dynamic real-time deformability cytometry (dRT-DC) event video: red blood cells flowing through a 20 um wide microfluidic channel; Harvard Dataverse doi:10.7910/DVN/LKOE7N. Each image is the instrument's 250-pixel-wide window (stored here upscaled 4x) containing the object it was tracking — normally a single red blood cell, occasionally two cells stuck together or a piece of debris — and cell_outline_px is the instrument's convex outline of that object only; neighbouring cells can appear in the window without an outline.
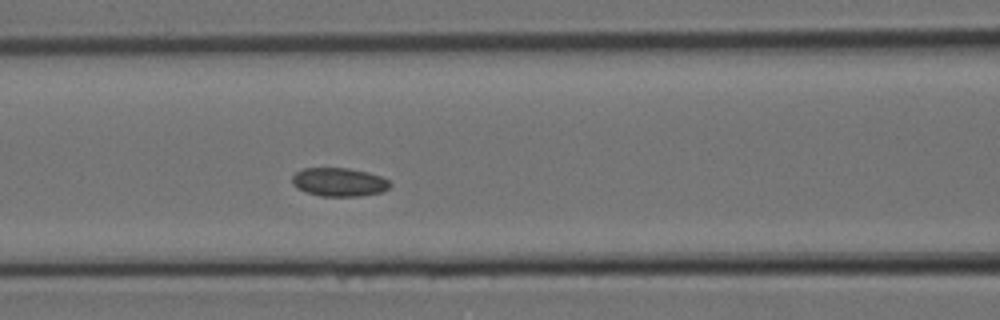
{"species": "Egyptian fruit bat (a non-hibernating species)", "species_latin": "Rousettus aegyptiacus", "temperature_condition": "room temperature", "stored_images_in_passage": 10, "segment_of_instrument_passage": [1, 2], "camera_frame_rate_fps": 3000, "um_per_image_px": 0.085, "animal": {"sex": "female"}, "frame": {"image": 1, "passage_image": 9, "time_ms": 2.667, "image_size_px": [1000, 320], "cell_outline_px": [[392, 184], [388, 188], [380, 192], [360, 196], [320, 196], [296, 188], [292, 184], [292, 176], [296, 172], [304, 168], [348, 168], [368, 172], [380, 176], [388, 180]], "centroid_in_image_um": [28.81, 15.47], "position_along_channel_um": 137.8, "area_um2": 16.24}}